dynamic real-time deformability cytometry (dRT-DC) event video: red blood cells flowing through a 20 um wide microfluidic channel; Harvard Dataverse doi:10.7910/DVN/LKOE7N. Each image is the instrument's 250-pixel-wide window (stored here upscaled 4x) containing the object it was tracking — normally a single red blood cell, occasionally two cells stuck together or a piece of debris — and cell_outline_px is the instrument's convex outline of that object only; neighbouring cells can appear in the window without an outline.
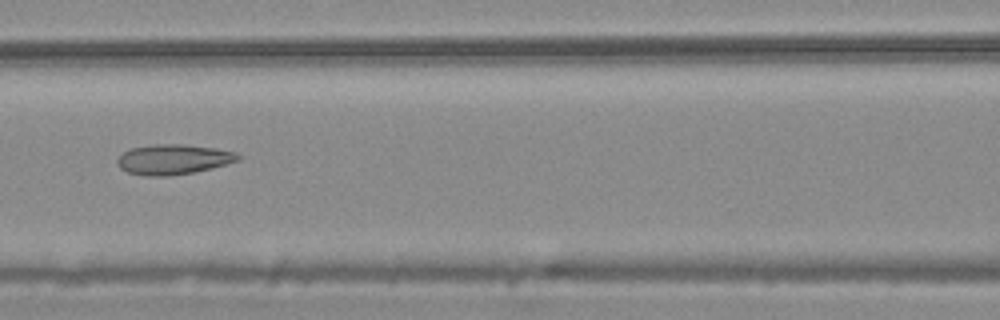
{"species": "common noctule bat (a hibernating species)", "species_latin": "Nyctalus noctula", "temperature_condition": "warm", "stored_images_in_passage": 5, "camera_frame_rate_fps": 3000, "um_per_image_px": 0.085, "animal": {"sex": "male", "body_mass_g": 20.4}, "frame": {"image": 1, "passage_image": 3, "time_ms": 0.667, "image_size_px": [1000, 320], "cell_outline_px": [[244, 156], [240, 160], [212, 168], [192, 172], [168, 176], [144, 176], [128, 172], [120, 168], [116, 164], [116, 160], [124, 152], [132, 148], [152, 144], [180, 144], [216, 148], [236, 152]], "centroid_in_image_um": [14.75, 13.54], "position_along_channel_um": 151.8, "area_um2": 21.27}}
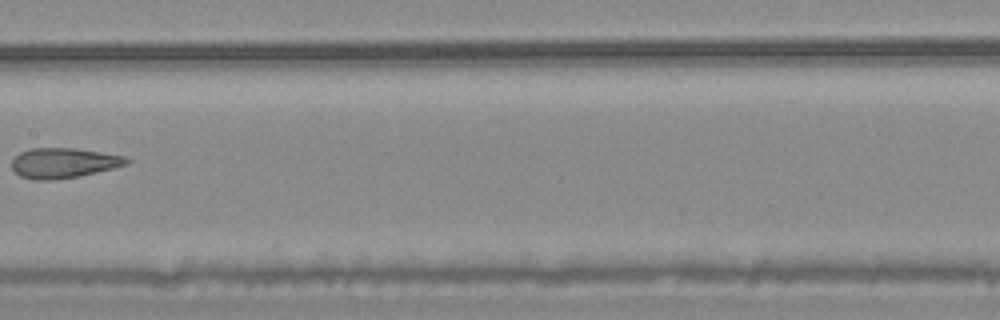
{"frame": {"image": 2, "passage_image": 4, "time_ms": 1.0, "image_size_px": [1000, 320], "cell_outline_px": [[132, 160], [128, 164], [112, 168], [76, 176], [52, 180], [32, 180], [20, 176], [12, 168], [12, 160], [20, 152], [32, 148], [76, 148], [124, 156]], "centroid_in_image_um": [5.38, 13.84], "position_along_channel_um": 202.0, "area_um2": 19.94}}
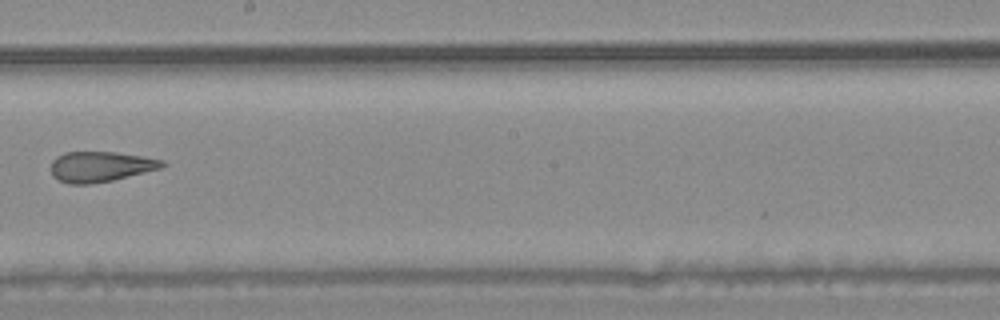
{"frame": {"image": 3, "passage_image": 5, "time_ms": 1.333, "image_size_px": [1000, 320], "cell_outline_px": [[168, 164], [160, 168], [112, 180], [92, 184], [68, 184], [52, 176], [52, 160], [56, 156], [64, 152], [116, 152], [164, 160]], "centroid_in_image_um": [8.52, 14.16], "position_along_channel_um": 239.7, "area_um2": 19.59}}